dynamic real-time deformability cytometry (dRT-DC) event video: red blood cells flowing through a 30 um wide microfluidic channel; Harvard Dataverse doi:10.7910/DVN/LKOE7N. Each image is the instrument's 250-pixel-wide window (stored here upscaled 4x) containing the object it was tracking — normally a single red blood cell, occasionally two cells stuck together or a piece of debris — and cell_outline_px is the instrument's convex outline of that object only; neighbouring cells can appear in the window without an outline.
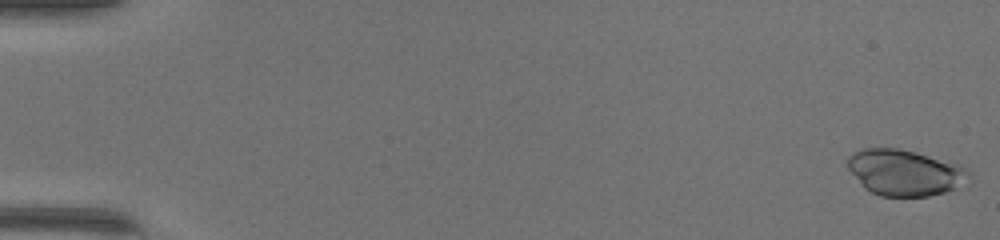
{"species": "common noctule bat (a hibernating species)", "species_latin": "Nyctalus noctula", "temperature_condition": "warm", "stored_images_in_passage": 50, "camera_frame_rate_fps": 3000, "um_per_image_px": 0.085, "animal": {"sex": "female", "body_mass_g": 17.0, "forearm_length_mm": 48.0}, "frame": {"image": 1, "passage_image": 1, "time_ms": 0.0, "image_size_px": [1000, 240], "cell_outline_px": [[972, 176], [952, 188], [944, 192], [928, 196], [880, 196], [864, 188], [848, 168], [848, 156], [852, 152], [864, 148], [896, 148], [916, 152], [960, 164]], "centroid_in_image_um": [76.86, 14.65], "position_along_channel_um": 8.1, "area_um2": 32.14}}
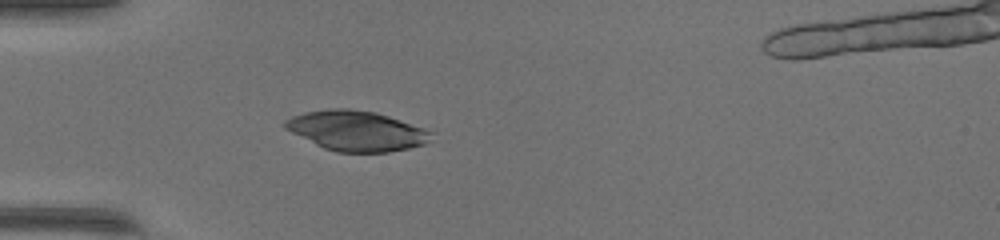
{"frame": {"image": 2, "passage_image": 16, "time_ms": 5.0, "image_size_px": [1000, 240], "cell_outline_px": [[436, 132], [424, 144], [408, 148], [388, 152], [336, 152], [324, 148], [284, 128], [284, 120], [292, 116], [304, 112], [332, 108], [348, 108], [376, 112]], "centroid_in_image_um": [30.3, 11.11], "position_along_channel_um": 54.7, "area_um2": 33.93}}
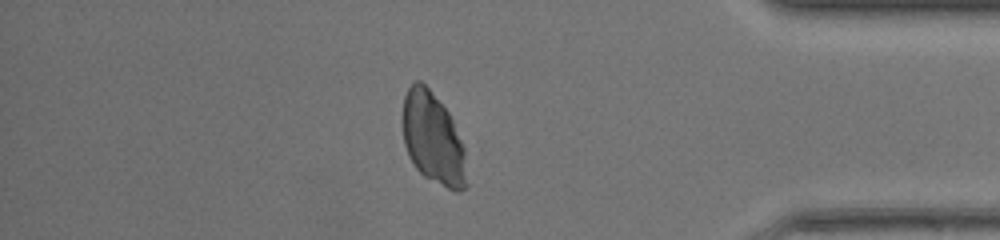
{"frame": {"image": 3, "passage_image": 43, "time_ms": 14.0, "image_size_px": [1000, 240], "cell_outline_px": [[468, 184], [460, 192], [456, 192], [424, 176], [416, 168], [408, 156], [404, 144], [400, 120], [404, 96], [408, 88], [416, 80], [420, 80], [428, 88], [448, 112], [452, 120], [464, 148]], "centroid_in_image_um": [36.77, 11.79], "position_along_channel_um": 398.4, "area_um2": 34.39}}